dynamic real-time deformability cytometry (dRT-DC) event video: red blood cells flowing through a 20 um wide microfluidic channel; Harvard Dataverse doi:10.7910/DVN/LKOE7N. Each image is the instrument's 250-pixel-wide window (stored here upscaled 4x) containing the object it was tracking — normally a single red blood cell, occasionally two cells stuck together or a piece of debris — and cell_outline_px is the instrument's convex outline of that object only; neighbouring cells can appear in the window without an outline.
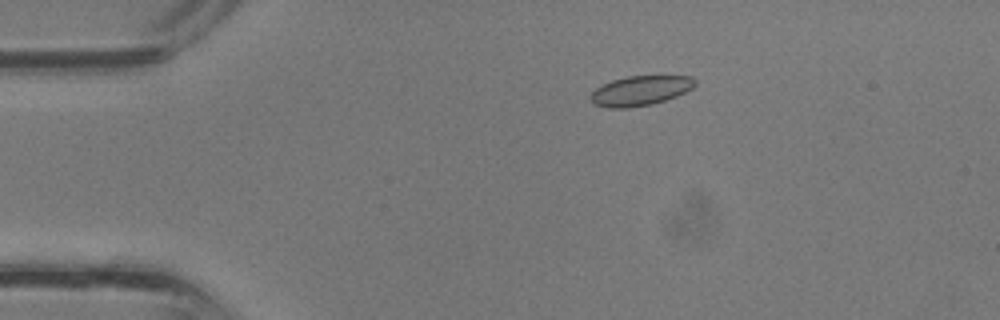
{"species": "common noctule bat (a hibernating species)", "species_latin": "Nyctalus noctula", "temperature_condition": "room temperature", "stored_images_in_passage": 38, "camera_frame_rate_fps": 3000, "um_per_image_px": 0.085, "animal": {"sex": "male", "body_mass_g": 13.3}, "frame": {"image": 1, "passage_image": 8, "time_ms": 2.333, "image_size_px": [1000, 320], "cell_outline_px": [[696, 84], [692, 88], [676, 96], [652, 104], [628, 108], [608, 108], [592, 104], [592, 92], [596, 88], [612, 80], [628, 76], [692, 76], [696, 80]], "centroid_in_image_um": [54.43, 7.71], "position_along_channel_um": 30.6, "area_um2": 17.98}}
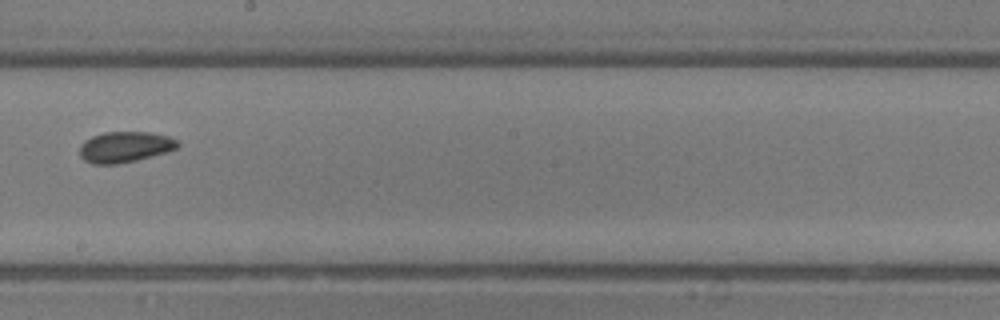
{"frame": {"image": 2, "passage_image": 22, "time_ms": 7.0, "image_size_px": [1000, 320], "cell_outline_px": [[180, 148], [168, 152], [136, 160], [116, 164], [92, 164], [84, 160], [80, 156], [80, 144], [84, 140], [92, 136], [104, 132], [148, 132], [168, 136], [176, 140], [180, 144]], "centroid_in_image_um": [10.62, 12.49], "position_along_channel_um": 237.6, "area_um2": 17.74}}
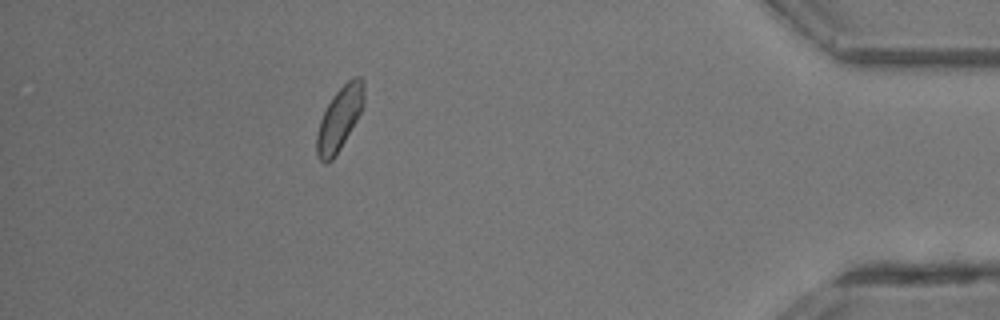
{"frame": {"image": 3, "passage_image": 34, "time_ms": 11.0, "image_size_px": [1000, 320], "cell_outline_px": [[364, 104], [356, 120], [340, 148], [332, 160], [328, 164], [324, 164], [320, 160], [316, 152], [316, 136], [320, 120], [332, 96], [352, 76], [360, 76], [364, 80]], "centroid_in_image_um": [28.85, 10.06], "position_along_channel_um": 406.3, "area_um2": 17.34}}